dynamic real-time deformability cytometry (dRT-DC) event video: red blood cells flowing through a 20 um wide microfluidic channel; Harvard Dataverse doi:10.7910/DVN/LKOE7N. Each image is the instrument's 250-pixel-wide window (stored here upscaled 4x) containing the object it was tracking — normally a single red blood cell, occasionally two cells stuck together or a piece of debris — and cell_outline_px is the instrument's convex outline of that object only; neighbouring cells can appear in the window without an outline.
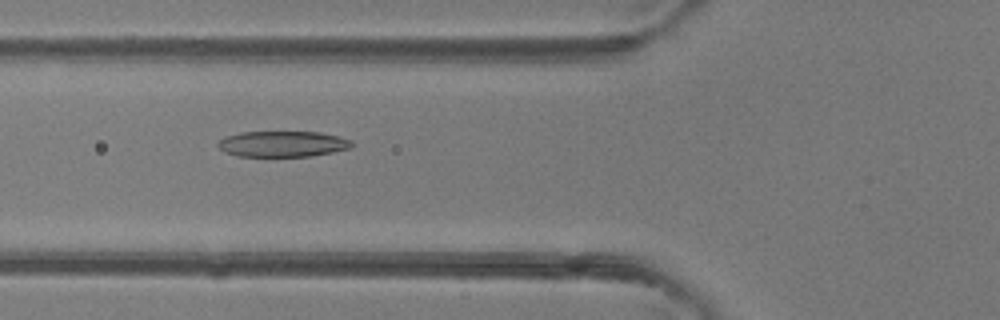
{"species": "common noctule bat (a hibernating species)", "species_latin": "Nyctalus noctula", "temperature_condition": "room temperature", "stored_images_in_passage": 35, "camera_frame_rate_fps": 3000, "um_per_image_px": 0.085, "animal": {"sex": "female"}, "frame": {"image": 1, "passage_image": 4, "time_ms": 1.0, "image_size_px": [1000, 320], "cell_outline_px": [[356, 144], [352, 148], [312, 156], [236, 156], [220, 148], [216, 144], [224, 136], [240, 132], [320, 132], [340, 136], [352, 140]], "centroid_in_image_um": [24.08, 12.23], "position_along_channel_um": 101.7, "area_um2": 20.29}}
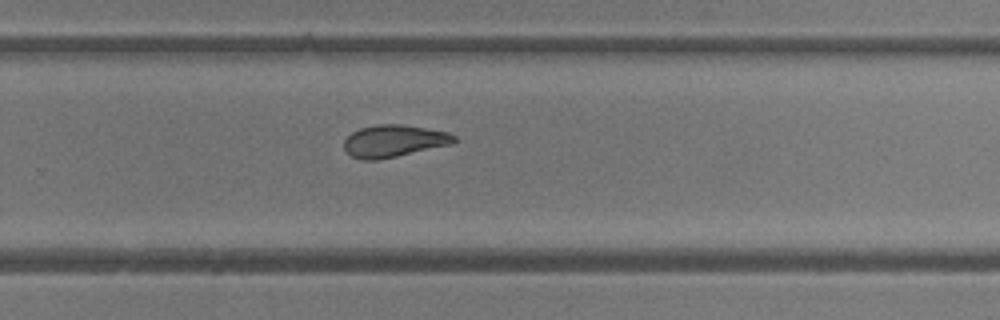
{"frame": {"image": 2, "passage_image": 18, "time_ms": 5.667, "image_size_px": [1000, 320], "cell_outline_px": [[456, 140], [452, 144], [396, 156], [376, 160], [360, 160], [352, 156], [344, 148], [344, 140], [352, 132], [360, 128], [376, 124], [400, 124], [448, 132], [456, 136]], "centroid_in_image_um": [33.46, 11.98], "position_along_channel_um": 296.3, "area_um2": 20.46}}
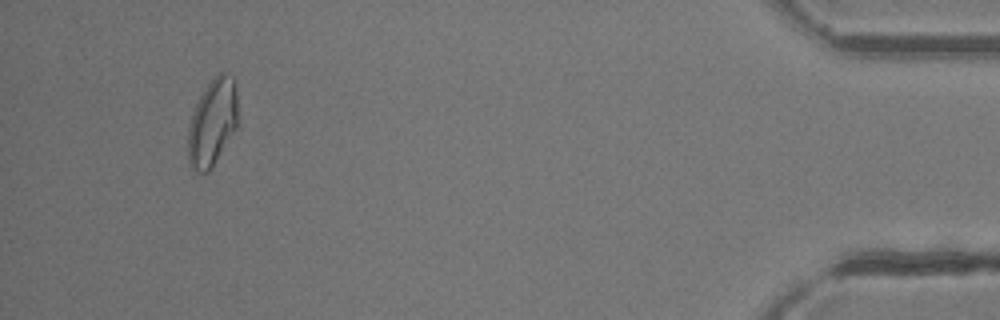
{"frame": {"image": 3, "passage_image": 32, "time_ms": 10.333, "image_size_px": [1000, 320], "cell_outline_px": [[236, 128], [212, 168], [208, 172], [200, 176], [192, 168], [188, 160], [188, 124], [196, 104], [204, 88], [212, 76], [216, 72], [224, 72], [232, 76], [236, 84]], "centroid_in_image_um": [18.03, 10.41], "position_along_channel_um": 417.2, "area_um2": 25.55}, "authors_computed_cell_mechanics": {"area_um2": 21.097, "velocity_mm_per_s": 4.1621, "shape_relaxation_time_tau1_ms": null, "shape_relaxation_time_tau2_ms": 3.9465, "deformation_change_tau1": null, "deformation_change_tau2": 0.1179}}